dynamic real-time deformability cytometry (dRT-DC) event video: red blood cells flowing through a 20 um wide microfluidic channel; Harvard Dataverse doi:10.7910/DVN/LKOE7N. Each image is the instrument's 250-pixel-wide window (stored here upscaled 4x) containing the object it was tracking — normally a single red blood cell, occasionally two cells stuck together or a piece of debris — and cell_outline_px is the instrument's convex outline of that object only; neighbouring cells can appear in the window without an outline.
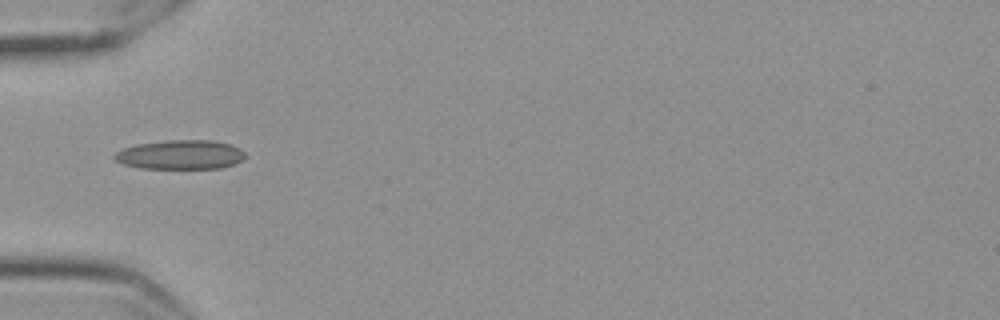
{"species": "Egyptian fruit bat (a non-hibernating species)", "species_latin": "Rousettus aegyptiacus", "temperature_condition": "cold", "stored_images_in_passage": 39, "camera_frame_rate_fps": 3000, "um_per_image_px": 0.085, "frame": {"image": 1, "passage_image": 1, "time_ms": 0.0, "image_size_px": [1000, 320], "cell_outline_px": [[244, 156], [240, 160], [232, 164], [220, 168], [140, 168], [124, 164], [116, 160], [112, 156], [116, 152], [124, 148], [136, 144], [168, 140], [212, 140], [232, 144], [240, 148], [244, 152]], "centroid_in_image_um": [15.32, 13.13], "position_along_channel_um": 69.7, "area_um2": 22.14}}
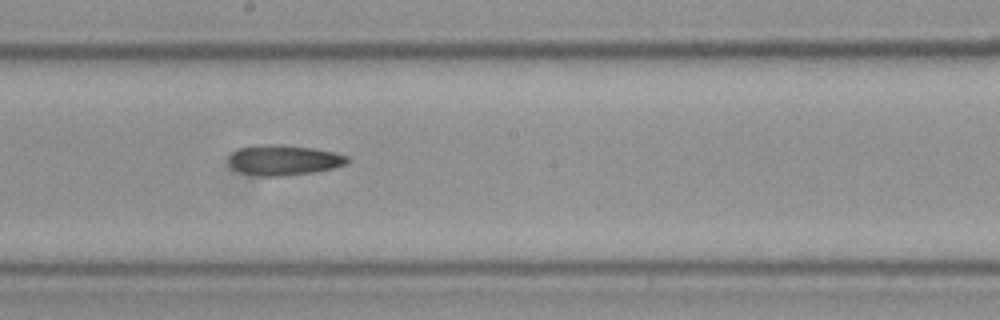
{"frame": {"image": 2, "passage_image": 14, "time_ms": 4.333, "image_size_px": [1000, 320], "cell_outline_px": [[348, 160], [344, 164], [332, 168], [312, 172], [280, 176], [260, 176], [240, 172], [232, 168], [228, 164], [228, 156], [232, 152], [240, 148], [256, 144], [280, 144], [316, 148], [348, 156]], "centroid_in_image_um": [24.05, 13.59], "position_along_channel_um": 224.2, "area_um2": 20.98}}
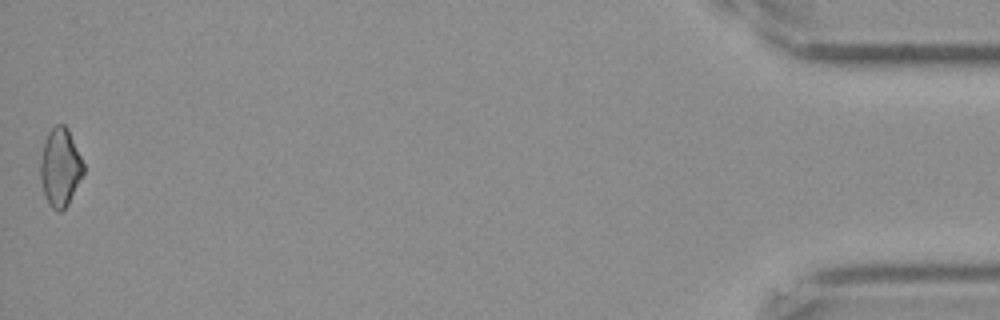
{"frame": {"image": 3, "passage_image": 39, "time_ms": 12.667, "image_size_px": [1000, 320], "cell_outline_px": [[84, 172], [68, 204], [60, 212], [56, 212], [52, 208], [44, 196], [40, 176], [40, 160], [44, 140], [48, 132], [56, 124], [64, 124], [68, 128], [84, 164]], "centroid_in_image_um": [5.1, 14.21], "position_along_channel_um": 430.1, "area_um2": 19.65}}